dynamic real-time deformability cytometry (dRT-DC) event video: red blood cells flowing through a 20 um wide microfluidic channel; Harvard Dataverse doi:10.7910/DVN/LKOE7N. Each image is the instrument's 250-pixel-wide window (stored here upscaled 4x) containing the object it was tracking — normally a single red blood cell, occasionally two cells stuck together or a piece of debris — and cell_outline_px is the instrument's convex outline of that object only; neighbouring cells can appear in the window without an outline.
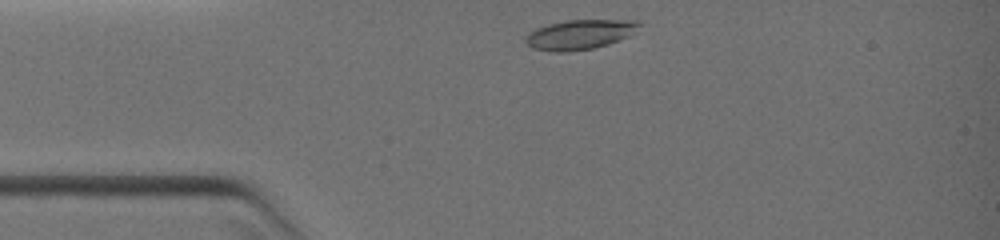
{"species": "common noctule bat (a hibernating species)", "species_latin": "Nyctalus noctula", "temperature_condition": "warm", "stored_images_in_passage": 5, "camera_frame_rate_fps": 3000, "um_per_image_px": 0.085, "animal": {"sex": "female", "body_mass_g": 19.0, "forearm_length_mm": 51.5}, "frame": {"image": 1, "passage_image": 1, "time_ms": 0.0, "image_size_px": [1000, 240], "cell_outline_px": [[640, 24], [628, 36], [608, 44], [592, 48], [568, 52], [552, 52], [532, 48], [524, 40], [528, 32], [536, 28], [548, 24], [564, 20], [632, 20]], "centroid_in_image_um": [49.19, 2.94], "position_along_channel_um": 35.8, "area_um2": 19.48}}
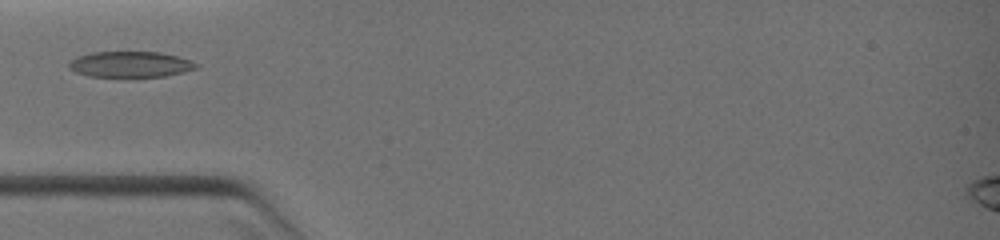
{"frame": {"image": 2, "passage_image": 4, "time_ms": 1.333, "image_size_px": [1000, 240], "cell_outline_px": [[196, 68], [164, 76], [124, 80], [88, 76], [76, 72], [68, 68], [68, 64], [76, 56], [92, 52], [160, 52], [192, 60], [196, 64]], "centroid_in_image_um": [11.0, 5.52], "position_along_channel_um": 74.0, "area_um2": 19.94}}